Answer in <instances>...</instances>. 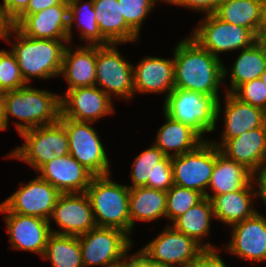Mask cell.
<instances>
[{"label": "cell", "instance_id": "41", "mask_svg": "<svg viewBox=\"0 0 266 267\" xmlns=\"http://www.w3.org/2000/svg\"><path fill=\"white\" fill-rule=\"evenodd\" d=\"M217 248L204 249L190 267H227Z\"/></svg>", "mask_w": 266, "mask_h": 267}, {"label": "cell", "instance_id": "14", "mask_svg": "<svg viewBox=\"0 0 266 267\" xmlns=\"http://www.w3.org/2000/svg\"><path fill=\"white\" fill-rule=\"evenodd\" d=\"M52 220L60 230L51 228ZM49 224L54 234L77 237L96 227L87 193H61L53 208Z\"/></svg>", "mask_w": 266, "mask_h": 267}, {"label": "cell", "instance_id": "23", "mask_svg": "<svg viewBox=\"0 0 266 267\" xmlns=\"http://www.w3.org/2000/svg\"><path fill=\"white\" fill-rule=\"evenodd\" d=\"M225 93L224 101V128L220 141H228L243 132L262 127L263 118L266 113L261 108L242 102L232 93Z\"/></svg>", "mask_w": 266, "mask_h": 267}, {"label": "cell", "instance_id": "52", "mask_svg": "<svg viewBox=\"0 0 266 267\" xmlns=\"http://www.w3.org/2000/svg\"><path fill=\"white\" fill-rule=\"evenodd\" d=\"M159 1V0H158ZM160 1H163L165 3H168V4H171L175 1V0H160Z\"/></svg>", "mask_w": 266, "mask_h": 267}, {"label": "cell", "instance_id": "5", "mask_svg": "<svg viewBox=\"0 0 266 267\" xmlns=\"http://www.w3.org/2000/svg\"><path fill=\"white\" fill-rule=\"evenodd\" d=\"M110 176H94L86 190L94 219L99 227L117 228L130 236V189L125 184L114 182Z\"/></svg>", "mask_w": 266, "mask_h": 267}, {"label": "cell", "instance_id": "48", "mask_svg": "<svg viewBox=\"0 0 266 267\" xmlns=\"http://www.w3.org/2000/svg\"><path fill=\"white\" fill-rule=\"evenodd\" d=\"M262 28H266V0H263Z\"/></svg>", "mask_w": 266, "mask_h": 267}, {"label": "cell", "instance_id": "21", "mask_svg": "<svg viewBox=\"0 0 266 267\" xmlns=\"http://www.w3.org/2000/svg\"><path fill=\"white\" fill-rule=\"evenodd\" d=\"M68 0L34 14L27 15L16 28L35 39L69 40Z\"/></svg>", "mask_w": 266, "mask_h": 267}, {"label": "cell", "instance_id": "32", "mask_svg": "<svg viewBox=\"0 0 266 267\" xmlns=\"http://www.w3.org/2000/svg\"><path fill=\"white\" fill-rule=\"evenodd\" d=\"M68 0L69 5V43L72 44L73 24L79 30L80 40L87 45H108L110 44L99 31L96 21L93 0ZM76 21V22H75Z\"/></svg>", "mask_w": 266, "mask_h": 267}, {"label": "cell", "instance_id": "34", "mask_svg": "<svg viewBox=\"0 0 266 267\" xmlns=\"http://www.w3.org/2000/svg\"><path fill=\"white\" fill-rule=\"evenodd\" d=\"M166 155L154 144L142 151L132 163L129 189L147 186L154 189V172Z\"/></svg>", "mask_w": 266, "mask_h": 267}, {"label": "cell", "instance_id": "40", "mask_svg": "<svg viewBox=\"0 0 266 267\" xmlns=\"http://www.w3.org/2000/svg\"><path fill=\"white\" fill-rule=\"evenodd\" d=\"M224 0H175L172 4L185 7L196 12L213 14Z\"/></svg>", "mask_w": 266, "mask_h": 267}, {"label": "cell", "instance_id": "8", "mask_svg": "<svg viewBox=\"0 0 266 267\" xmlns=\"http://www.w3.org/2000/svg\"><path fill=\"white\" fill-rule=\"evenodd\" d=\"M203 18L189 36L218 58H221V53L238 52L259 40L250 29L226 23L214 13Z\"/></svg>", "mask_w": 266, "mask_h": 267}, {"label": "cell", "instance_id": "46", "mask_svg": "<svg viewBox=\"0 0 266 267\" xmlns=\"http://www.w3.org/2000/svg\"><path fill=\"white\" fill-rule=\"evenodd\" d=\"M14 27V21L7 15L4 4L0 3V39L6 40Z\"/></svg>", "mask_w": 266, "mask_h": 267}, {"label": "cell", "instance_id": "42", "mask_svg": "<svg viewBox=\"0 0 266 267\" xmlns=\"http://www.w3.org/2000/svg\"><path fill=\"white\" fill-rule=\"evenodd\" d=\"M63 1L64 0H30L27 9L14 21V26L16 27L27 15L61 4Z\"/></svg>", "mask_w": 266, "mask_h": 267}, {"label": "cell", "instance_id": "43", "mask_svg": "<svg viewBox=\"0 0 266 267\" xmlns=\"http://www.w3.org/2000/svg\"><path fill=\"white\" fill-rule=\"evenodd\" d=\"M30 0H3L7 15L15 21L28 7Z\"/></svg>", "mask_w": 266, "mask_h": 267}, {"label": "cell", "instance_id": "50", "mask_svg": "<svg viewBox=\"0 0 266 267\" xmlns=\"http://www.w3.org/2000/svg\"><path fill=\"white\" fill-rule=\"evenodd\" d=\"M263 129H264V134H265V137H266V113L264 115V118H263V125H262Z\"/></svg>", "mask_w": 266, "mask_h": 267}, {"label": "cell", "instance_id": "51", "mask_svg": "<svg viewBox=\"0 0 266 267\" xmlns=\"http://www.w3.org/2000/svg\"><path fill=\"white\" fill-rule=\"evenodd\" d=\"M260 79L264 82L266 85V70L261 74Z\"/></svg>", "mask_w": 266, "mask_h": 267}, {"label": "cell", "instance_id": "13", "mask_svg": "<svg viewBox=\"0 0 266 267\" xmlns=\"http://www.w3.org/2000/svg\"><path fill=\"white\" fill-rule=\"evenodd\" d=\"M165 228L139 250L149 260L175 267H190L204 248L170 224Z\"/></svg>", "mask_w": 266, "mask_h": 267}, {"label": "cell", "instance_id": "25", "mask_svg": "<svg viewBox=\"0 0 266 267\" xmlns=\"http://www.w3.org/2000/svg\"><path fill=\"white\" fill-rule=\"evenodd\" d=\"M255 198L253 181L241 190L214 196L211 199L214 220L232 226L253 217L258 212L253 206Z\"/></svg>", "mask_w": 266, "mask_h": 267}, {"label": "cell", "instance_id": "12", "mask_svg": "<svg viewBox=\"0 0 266 267\" xmlns=\"http://www.w3.org/2000/svg\"><path fill=\"white\" fill-rule=\"evenodd\" d=\"M60 192L39 176L20 184L19 189L0 203V212L36 216L49 221Z\"/></svg>", "mask_w": 266, "mask_h": 267}, {"label": "cell", "instance_id": "29", "mask_svg": "<svg viewBox=\"0 0 266 267\" xmlns=\"http://www.w3.org/2000/svg\"><path fill=\"white\" fill-rule=\"evenodd\" d=\"M129 214L131 234L135 221L152 222L161 217L166 218V191L147 186L130 189Z\"/></svg>", "mask_w": 266, "mask_h": 267}, {"label": "cell", "instance_id": "9", "mask_svg": "<svg viewBox=\"0 0 266 267\" xmlns=\"http://www.w3.org/2000/svg\"><path fill=\"white\" fill-rule=\"evenodd\" d=\"M69 140V154L94 176L111 174L106 150L93 122H78L60 115Z\"/></svg>", "mask_w": 266, "mask_h": 267}, {"label": "cell", "instance_id": "47", "mask_svg": "<svg viewBox=\"0 0 266 267\" xmlns=\"http://www.w3.org/2000/svg\"><path fill=\"white\" fill-rule=\"evenodd\" d=\"M4 117H3V92H0V131H4Z\"/></svg>", "mask_w": 266, "mask_h": 267}, {"label": "cell", "instance_id": "44", "mask_svg": "<svg viewBox=\"0 0 266 267\" xmlns=\"http://www.w3.org/2000/svg\"><path fill=\"white\" fill-rule=\"evenodd\" d=\"M128 267H175L172 265H167L163 263H158L149 260L140 250L137 253H133Z\"/></svg>", "mask_w": 266, "mask_h": 267}, {"label": "cell", "instance_id": "19", "mask_svg": "<svg viewBox=\"0 0 266 267\" xmlns=\"http://www.w3.org/2000/svg\"><path fill=\"white\" fill-rule=\"evenodd\" d=\"M212 143L226 158L244 165L253 174L266 166V137L263 127L243 132L228 141Z\"/></svg>", "mask_w": 266, "mask_h": 267}, {"label": "cell", "instance_id": "2", "mask_svg": "<svg viewBox=\"0 0 266 267\" xmlns=\"http://www.w3.org/2000/svg\"><path fill=\"white\" fill-rule=\"evenodd\" d=\"M61 115L60 95L28 84L16 90L3 92V117L5 130L9 128L10 117L15 121L20 134L22 131L50 125L59 121Z\"/></svg>", "mask_w": 266, "mask_h": 267}, {"label": "cell", "instance_id": "35", "mask_svg": "<svg viewBox=\"0 0 266 267\" xmlns=\"http://www.w3.org/2000/svg\"><path fill=\"white\" fill-rule=\"evenodd\" d=\"M204 198L205 196L199 191L174 184L166 192V219L173 222Z\"/></svg>", "mask_w": 266, "mask_h": 267}, {"label": "cell", "instance_id": "6", "mask_svg": "<svg viewBox=\"0 0 266 267\" xmlns=\"http://www.w3.org/2000/svg\"><path fill=\"white\" fill-rule=\"evenodd\" d=\"M78 239L84 267H128L134 243L123 230L96 226Z\"/></svg>", "mask_w": 266, "mask_h": 267}, {"label": "cell", "instance_id": "31", "mask_svg": "<svg viewBox=\"0 0 266 267\" xmlns=\"http://www.w3.org/2000/svg\"><path fill=\"white\" fill-rule=\"evenodd\" d=\"M214 220L213 206L209 198H204L197 205L188 209L170 225L178 232L194 239L204 249L216 248L213 243H203L202 239L210 235L211 220Z\"/></svg>", "mask_w": 266, "mask_h": 267}, {"label": "cell", "instance_id": "30", "mask_svg": "<svg viewBox=\"0 0 266 267\" xmlns=\"http://www.w3.org/2000/svg\"><path fill=\"white\" fill-rule=\"evenodd\" d=\"M262 13L263 0H224L214 14L226 23L250 29L260 39Z\"/></svg>", "mask_w": 266, "mask_h": 267}, {"label": "cell", "instance_id": "10", "mask_svg": "<svg viewBox=\"0 0 266 267\" xmlns=\"http://www.w3.org/2000/svg\"><path fill=\"white\" fill-rule=\"evenodd\" d=\"M118 45H97L95 86L112 100L118 96L127 101L135 96L133 65L118 52Z\"/></svg>", "mask_w": 266, "mask_h": 267}, {"label": "cell", "instance_id": "11", "mask_svg": "<svg viewBox=\"0 0 266 267\" xmlns=\"http://www.w3.org/2000/svg\"><path fill=\"white\" fill-rule=\"evenodd\" d=\"M174 184L207 194L215 166V145L204 140L195 149L171 157Z\"/></svg>", "mask_w": 266, "mask_h": 267}, {"label": "cell", "instance_id": "26", "mask_svg": "<svg viewBox=\"0 0 266 267\" xmlns=\"http://www.w3.org/2000/svg\"><path fill=\"white\" fill-rule=\"evenodd\" d=\"M101 35L113 44L137 42L139 35L126 23L117 0H93Z\"/></svg>", "mask_w": 266, "mask_h": 267}, {"label": "cell", "instance_id": "38", "mask_svg": "<svg viewBox=\"0 0 266 267\" xmlns=\"http://www.w3.org/2000/svg\"><path fill=\"white\" fill-rule=\"evenodd\" d=\"M232 94L242 102L266 111V85L260 77L238 86Z\"/></svg>", "mask_w": 266, "mask_h": 267}, {"label": "cell", "instance_id": "18", "mask_svg": "<svg viewBox=\"0 0 266 267\" xmlns=\"http://www.w3.org/2000/svg\"><path fill=\"white\" fill-rule=\"evenodd\" d=\"M36 172L60 193L86 192L94 177L70 154L48 161Z\"/></svg>", "mask_w": 266, "mask_h": 267}, {"label": "cell", "instance_id": "49", "mask_svg": "<svg viewBox=\"0 0 266 267\" xmlns=\"http://www.w3.org/2000/svg\"><path fill=\"white\" fill-rule=\"evenodd\" d=\"M260 40L264 43V45L266 46V28H262V34L260 37Z\"/></svg>", "mask_w": 266, "mask_h": 267}, {"label": "cell", "instance_id": "1", "mask_svg": "<svg viewBox=\"0 0 266 267\" xmlns=\"http://www.w3.org/2000/svg\"><path fill=\"white\" fill-rule=\"evenodd\" d=\"M174 47L175 88L213 96L219 101L224 82V63L221 58L203 49L189 35Z\"/></svg>", "mask_w": 266, "mask_h": 267}, {"label": "cell", "instance_id": "37", "mask_svg": "<svg viewBox=\"0 0 266 267\" xmlns=\"http://www.w3.org/2000/svg\"><path fill=\"white\" fill-rule=\"evenodd\" d=\"M126 23L139 35L158 0H117Z\"/></svg>", "mask_w": 266, "mask_h": 267}, {"label": "cell", "instance_id": "15", "mask_svg": "<svg viewBox=\"0 0 266 267\" xmlns=\"http://www.w3.org/2000/svg\"><path fill=\"white\" fill-rule=\"evenodd\" d=\"M64 94L60 95L61 116L64 118L95 123L115 113L113 100L97 86L77 87Z\"/></svg>", "mask_w": 266, "mask_h": 267}, {"label": "cell", "instance_id": "24", "mask_svg": "<svg viewBox=\"0 0 266 267\" xmlns=\"http://www.w3.org/2000/svg\"><path fill=\"white\" fill-rule=\"evenodd\" d=\"M253 181V173L244 165L226 158L215 146V166L208 185L206 198L210 200L224 193L241 190ZM212 193H209V190Z\"/></svg>", "mask_w": 266, "mask_h": 267}, {"label": "cell", "instance_id": "45", "mask_svg": "<svg viewBox=\"0 0 266 267\" xmlns=\"http://www.w3.org/2000/svg\"><path fill=\"white\" fill-rule=\"evenodd\" d=\"M253 182L255 184L256 197H259L266 207V166L253 174Z\"/></svg>", "mask_w": 266, "mask_h": 267}, {"label": "cell", "instance_id": "16", "mask_svg": "<svg viewBox=\"0 0 266 267\" xmlns=\"http://www.w3.org/2000/svg\"><path fill=\"white\" fill-rule=\"evenodd\" d=\"M4 213V221L11 248L41 255L44 254L49 236L52 234L49 221L13 212Z\"/></svg>", "mask_w": 266, "mask_h": 267}, {"label": "cell", "instance_id": "39", "mask_svg": "<svg viewBox=\"0 0 266 267\" xmlns=\"http://www.w3.org/2000/svg\"><path fill=\"white\" fill-rule=\"evenodd\" d=\"M174 185L171 157L165 156L154 172V189L168 191Z\"/></svg>", "mask_w": 266, "mask_h": 267}, {"label": "cell", "instance_id": "28", "mask_svg": "<svg viewBox=\"0 0 266 267\" xmlns=\"http://www.w3.org/2000/svg\"><path fill=\"white\" fill-rule=\"evenodd\" d=\"M231 67L229 72L224 64V81L230 77V86L225 91L228 93L247 81L259 78L266 70V46L259 39L252 46L241 49Z\"/></svg>", "mask_w": 266, "mask_h": 267}, {"label": "cell", "instance_id": "22", "mask_svg": "<svg viewBox=\"0 0 266 267\" xmlns=\"http://www.w3.org/2000/svg\"><path fill=\"white\" fill-rule=\"evenodd\" d=\"M74 49L71 44L66 46L60 72L68 83L67 90L95 86L97 45L81 44Z\"/></svg>", "mask_w": 266, "mask_h": 267}, {"label": "cell", "instance_id": "36", "mask_svg": "<svg viewBox=\"0 0 266 267\" xmlns=\"http://www.w3.org/2000/svg\"><path fill=\"white\" fill-rule=\"evenodd\" d=\"M27 85L22 77L18 61L11 50L0 49V92L19 89Z\"/></svg>", "mask_w": 266, "mask_h": 267}, {"label": "cell", "instance_id": "27", "mask_svg": "<svg viewBox=\"0 0 266 267\" xmlns=\"http://www.w3.org/2000/svg\"><path fill=\"white\" fill-rule=\"evenodd\" d=\"M164 119L165 123L157 130L154 144L166 156L182 155L195 149L206 140V138H202L190 126L171 119L165 113Z\"/></svg>", "mask_w": 266, "mask_h": 267}, {"label": "cell", "instance_id": "33", "mask_svg": "<svg viewBox=\"0 0 266 267\" xmlns=\"http://www.w3.org/2000/svg\"><path fill=\"white\" fill-rule=\"evenodd\" d=\"M42 259L49 261L52 267H84L77 236L52 233Z\"/></svg>", "mask_w": 266, "mask_h": 267}, {"label": "cell", "instance_id": "4", "mask_svg": "<svg viewBox=\"0 0 266 267\" xmlns=\"http://www.w3.org/2000/svg\"><path fill=\"white\" fill-rule=\"evenodd\" d=\"M221 100L196 91L174 88L163 102V112L171 119L190 126L203 138L205 133L216 131L223 108Z\"/></svg>", "mask_w": 266, "mask_h": 267}, {"label": "cell", "instance_id": "7", "mask_svg": "<svg viewBox=\"0 0 266 267\" xmlns=\"http://www.w3.org/2000/svg\"><path fill=\"white\" fill-rule=\"evenodd\" d=\"M24 144L11 150L6 158L23 161L34 170L42 165L69 154V140L64 126L58 121L22 131Z\"/></svg>", "mask_w": 266, "mask_h": 267}, {"label": "cell", "instance_id": "20", "mask_svg": "<svg viewBox=\"0 0 266 267\" xmlns=\"http://www.w3.org/2000/svg\"><path fill=\"white\" fill-rule=\"evenodd\" d=\"M133 79L134 94L166 93V99L175 88L174 58H141L139 63L133 66Z\"/></svg>", "mask_w": 266, "mask_h": 267}, {"label": "cell", "instance_id": "3", "mask_svg": "<svg viewBox=\"0 0 266 267\" xmlns=\"http://www.w3.org/2000/svg\"><path fill=\"white\" fill-rule=\"evenodd\" d=\"M11 36L17 42L10 41ZM5 41L13 44L10 50L15 55L27 84L30 85L33 78L44 81L60 77L64 51L70 44L69 40L35 39L25 36L14 27Z\"/></svg>", "mask_w": 266, "mask_h": 267}, {"label": "cell", "instance_id": "17", "mask_svg": "<svg viewBox=\"0 0 266 267\" xmlns=\"http://www.w3.org/2000/svg\"><path fill=\"white\" fill-rule=\"evenodd\" d=\"M231 239L225 251L251 262L266 260V217L257 212L231 226Z\"/></svg>", "mask_w": 266, "mask_h": 267}]
</instances>
